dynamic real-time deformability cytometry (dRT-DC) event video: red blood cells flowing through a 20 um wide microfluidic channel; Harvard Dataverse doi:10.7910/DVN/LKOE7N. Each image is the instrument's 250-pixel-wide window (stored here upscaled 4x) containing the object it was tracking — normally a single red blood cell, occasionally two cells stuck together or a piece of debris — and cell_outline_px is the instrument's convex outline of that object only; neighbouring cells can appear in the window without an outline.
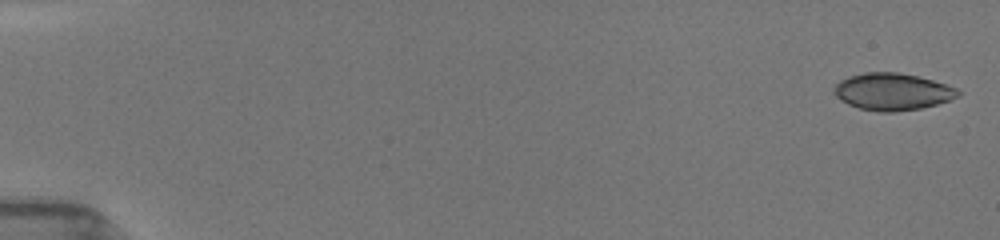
{"species": "common noctule bat (a hibernating species)", "species_latin": "Nyctalus noctula", "temperature_condition": "room temperature", "stored_images_in_passage": 8, "camera_frame_rate_fps": 3000, "um_per_image_px": 0.085, "animal": {"sex": "female", "body_mass_g": 19.5, "forearm_length_mm": 54.1}, "frame": {"image": 1, "passage_image": 1, "time_ms": 0.0, "image_size_px": [1000, 240], "cell_outline_px": [[960, 96], [936, 104], [920, 108], [896, 112], [880, 112], [860, 108], [848, 104], [840, 100], [832, 92], [832, 88], [840, 80], [848, 76], [864, 72], [900, 72], [932, 80], [956, 88], [960, 92]], "centroid_in_image_um": [75.81, 7.79], "position_along_channel_um": 9.2, "area_um2": 26.76}}
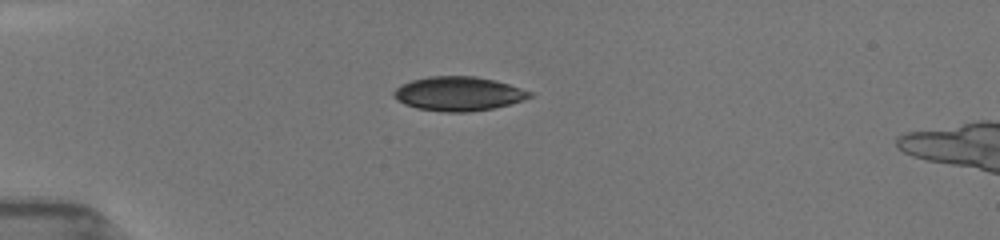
{"frame": {"image": 2, "passage_image": 7, "time_ms": 4.333, "image_size_px": [1000, 240], "cell_outline_px": [[532, 96], [524, 100], [492, 108], [468, 112], [444, 112], [416, 108], [404, 104], [396, 100], [392, 96], [392, 92], [400, 84], [412, 80], [428, 76], [476, 76], [496, 80], [532, 92]], "centroid_in_image_um": [38.92, 7.96], "position_along_channel_um": 46.1, "area_um2": 27.17}}